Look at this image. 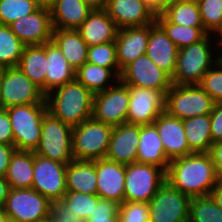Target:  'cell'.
<instances>
[{
    "instance_id": "cell-2",
    "label": "cell",
    "mask_w": 222,
    "mask_h": 222,
    "mask_svg": "<svg viewBox=\"0 0 222 222\" xmlns=\"http://www.w3.org/2000/svg\"><path fill=\"white\" fill-rule=\"evenodd\" d=\"M94 94L77 79L45 96L48 112L72 128L92 117Z\"/></svg>"
},
{
    "instance_id": "cell-41",
    "label": "cell",
    "mask_w": 222,
    "mask_h": 222,
    "mask_svg": "<svg viewBox=\"0 0 222 222\" xmlns=\"http://www.w3.org/2000/svg\"><path fill=\"white\" fill-rule=\"evenodd\" d=\"M198 5L203 26L210 34L222 19V0H201Z\"/></svg>"
},
{
    "instance_id": "cell-10",
    "label": "cell",
    "mask_w": 222,
    "mask_h": 222,
    "mask_svg": "<svg viewBox=\"0 0 222 222\" xmlns=\"http://www.w3.org/2000/svg\"><path fill=\"white\" fill-rule=\"evenodd\" d=\"M51 203L33 188H10L3 207L10 222H36L50 217Z\"/></svg>"
},
{
    "instance_id": "cell-17",
    "label": "cell",
    "mask_w": 222,
    "mask_h": 222,
    "mask_svg": "<svg viewBox=\"0 0 222 222\" xmlns=\"http://www.w3.org/2000/svg\"><path fill=\"white\" fill-rule=\"evenodd\" d=\"M105 10L118 29L156 22V14L142 0H107Z\"/></svg>"
},
{
    "instance_id": "cell-45",
    "label": "cell",
    "mask_w": 222,
    "mask_h": 222,
    "mask_svg": "<svg viewBox=\"0 0 222 222\" xmlns=\"http://www.w3.org/2000/svg\"><path fill=\"white\" fill-rule=\"evenodd\" d=\"M210 115V130L212 143L222 141V102L214 103Z\"/></svg>"
},
{
    "instance_id": "cell-32",
    "label": "cell",
    "mask_w": 222,
    "mask_h": 222,
    "mask_svg": "<svg viewBox=\"0 0 222 222\" xmlns=\"http://www.w3.org/2000/svg\"><path fill=\"white\" fill-rule=\"evenodd\" d=\"M119 80V77L108 68L97 66L86 62L76 70L75 79L89 89L93 94L102 92L113 86V82ZM108 85V86H107ZM110 85V86H109Z\"/></svg>"
},
{
    "instance_id": "cell-49",
    "label": "cell",
    "mask_w": 222,
    "mask_h": 222,
    "mask_svg": "<svg viewBox=\"0 0 222 222\" xmlns=\"http://www.w3.org/2000/svg\"><path fill=\"white\" fill-rule=\"evenodd\" d=\"M156 15L162 14L168 0H142Z\"/></svg>"
},
{
    "instance_id": "cell-60",
    "label": "cell",
    "mask_w": 222,
    "mask_h": 222,
    "mask_svg": "<svg viewBox=\"0 0 222 222\" xmlns=\"http://www.w3.org/2000/svg\"><path fill=\"white\" fill-rule=\"evenodd\" d=\"M1 78H2V68H0V86H1Z\"/></svg>"
},
{
    "instance_id": "cell-43",
    "label": "cell",
    "mask_w": 222,
    "mask_h": 222,
    "mask_svg": "<svg viewBox=\"0 0 222 222\" xmlns=\"http://www.w3.org/2000/svg\"><path fill=\"white\" fill-rule=\"evenodd\" d=\"M148 203L124 202L120 205L119 222H149Z\"/></svg>"
},
{
    "instance_id": "cell-23",
    "label": "cell",
    "mask_w": 222,
    "mask_h": 222,
    "mask_svg": "<svg viewBox=\"0 0 222 222\" xmlns=\"http://www.w3.org/2000/svg\"><path fill=\"white\" fill-rule=\"evenodd\" d=\"M87 46L115 41L118 27L105 9L93 10L77 29Z\"/></svg>"
},
{
    "instance_id": "cell-39",
    "label": "cell",
    "mask_w": 222,
    "mask_h": 222,
    "mask_svg": "<svg viewBox=\"0 0 222 222\" xmlns=\"http://www.w3.org/2000/svg\"><path fill=\"white\" fill-rule=\"evenodd\" d=\"M100 197L97 194H84L75 191H67L62 201L67 204L72 213L79 216L85 222L92 214Z\"/></svg>"
},
{
    "instance_id": "cell-6",
    "label": "cell",
    "mask_w": 222,
    "mask_h": 222,
    "mask_svg": "<svg viewBox=\"0 0 222 222\" xmlns=\"http://www.w3.org/2000/svg\"><path fill=\"white\" fill-rule=\"evenodd\" d=\"M214 103L198 84L172 85L165 94V111L181 120L210 114Z\"/></svg>"
},
{
    "instance_id": "cell-50",
    "label": "cell",
    "mask_w": 222,
    "mask_h": 222,
    "mask_svg": "<svg viewBox=\"0 0 222 222\" xmlns=\"http://www.w3.org/2000/svg\"><path fill=\"white\" fill-rule=\"evenodd\" d=\"M209 195L213 198L215 204L219 208H222V180L221 179H218V182L215 184V186L213 187Z\"/></svg>"
},
{
    "instance_id": "cell-1",
    "label": "cell",
    "mask_w": 222,
    "mask_h": 222,
    "mask_svg": "<svg viewBox=\"0 0 222 222\" xmlns=\"http://www.w3.org/2000/svg\"><path fill=\"white\" fill-rule=\"evenodd\" d=\"M166 181L193 198L209 195L218 176L208 153H192L170 160Z\"/></svg>"
},
{
    "instance_id": "cell-4",
    "label": "cell",
    "mask_w": 222,
    "mask_h": 222,
    "mask_svg": "<svg viewBox=\"0 0 222 222\" xmlns=\"http://www.w3.org/2000/svg\"><path fill=\"white\" fill-rule=\"evenodd\" d=\"M17 151H35L40 142L42 120L48 112L46 103L16 105L6 108Z\"/></svg>"
},
{
    "instance_id": "cell-38",
    "label": "cell",
    "mask_w": 222,
    "mask_h": 222,
    "mask_svg": "<svg viewBox=\"0 0 222 222\" xmlns=\"http://www.w3.org/2000/svg\"><path fill=\"white\" fill-rule=\"evenodd\" d=\"M39 7L35 0H0V24L9 25Z\"/></svg>"
},
{
    "instance_id": "cell-36",
    "label": "cell",
    "mask_w": 222,
    "mask_h": 222,
    "mask_svg": "<svg viewBox=\"0 0 222 222\" xmlns=\"http://www.w3.org/2000/svg\"><path fill=\"white\" fill-rule=\"evenodd\" d=\"M189 222H222V208L210 195L193 197L190 200Z\"/></svg>"
},
{
    "instance_id": "cell-51",
    "label": "cell",
    "mask_w": 222,
    "mask_h": 222,
    "mask_svg": "<svg viewBox=\"0 0 222 222\" xmlns=\"http://www.w3.org/2000/svg\"><path fill=\"white\" fill-rule=\"evenodd\" d=\"M10 190L9 183L5 177H0V206L3 207Z\"/></svg>"
},
{
    "instance_id": "cell-9",
    "label": "cell",
    "mask_w": 222,
    "mask_h": 222,
    "mask_svg": "<svg viewBox=\"0 0 222 222\" xmlns=\"http://www.w3.org/2000/svg\"><path fill=\"white\" fill-rule=\"evenodd\" d=\"M45 94L18 67L2 68L0 108L46 103Z\"/></svg>"
},
{
    "instance_id": "cell-33",
    "label": "cell",
    "mask_w": 222,
    "mask_h": 222,
    "mask_svg": "<svg viewBox=\"0 0 222 222\" xmlns=\"http://www.w3.org/2000/svg\"><path fill=\"white\" fill-rule=\"evenodd\" d=\"M156 23L179 49L197 43L209 34L204 27H189L171 23L163 14L156 15Z\"/></svg>"
},
{
    "instance_id": "cell-57",
    "label": "cell",
    "mask_w": 222,
    "mask_h": 222,
    "mask_svg": "<svg viewBox=\"0 0 222 222\" xmlns=\"http://www.w3.org/2000/svg\"><path fill=\"white\" fill-rule=\"evenodd\" d=\"M180 1H183V2H190V3H199L201 0H180Z\"/></svg>"
},
{
    "instance_id": "cell-40",
    "label": "cell",
    "mask_w": 222,
    "mask_h": 222,
    "mask_svg": "<svg viewBox=\"0 0 222 222\" xmlns=\"http://www.w3.org/2000/svg\"><path fill=\"white\" fill-rule=\"evenodd\" d=\"M198 85L215 103L222 102V64L218 61L212 66Z\"/></svg>"
},
{
    "instance_id": "cell-44",
    "label": "cell",
    "mask_w": 222,
    "mask_h": 222,
    "mask_svg": "<svg viewBox=\"0 0 222 222\" xmlns=\"http://www.w3.org/2000/svg\"><path fill=\"white\" fill-rule=\"evenodd\" d=\"M50 217L54 220H75L83 222L76 214L72 213L70 208L62 200H56L50 205Z\"/></svg>"
},
{
    "instance_id": "cell-58",
    "label": "cell",
    "mask_w": 222,
    "mask_h": 222,
    "mask_svg": "<svg viewBox=\"0 0 222 222\" xmlns=\"http://www.w3.org/2000/svg\"><path fill=\"white\" fill-rule=\"evenodd\" d=\"M36 222H50V217L42 219V220H38Z\"/></svg>"
},
{
    "instance_id": "cell-18",
    "label": "cell",
    "mask_w": 222,
    "mask_h": 222,
    "mask_svg": "<svg viewBox=\"0 0 222 222\" xmlns=\"http://www.w3.org/2000/svg\"><path fill=\"white\" fill-rule=\"evenodd\" d=\"M97 195L124 203L125 193V164L101 158L96 160Z\"/></svg>"
},
{
    "instance_id": "cell-22",
    "label": "cell",
    "mask_w": 222,
    "mask_h": 222,
    "mask_svg": "<svg viewBox=\"0 0 222 222\" xmlns=\"http://www.w3.org/2000/svg\"><path fill=\"white\" fill-rule=\"evenodd\" d=\"M179 48L155 22L149 24V41L146 55L171 78L175 72Z\"/></svg>"
},
{
    "instance_id": "cell-7",
    "label": "cell",
    "mask_w": 222,
    "mask_h": 222,
    "mask_svg": "<svg viewBox=\"0 0 222 222\" xmlns=\"http://www.w3.org/2000/svg\"><path fill=\"white\" fill-rule=\"evenodd\" d=\"M166 181V171L153 164L125 165L124 202L148 203Z\"/></svg>"
},
{
    "instance_id": "cell-14",
    "label": "cell",
    "mask_w": 222,
    "mask_h": 222,
    "mask_svg": "<svg viewBox=\"0 0 222 222\" xmlns=\"http://www.w3.org/2000/svg\"><path fill=\"white\" fill-rule=\"evenodd\" d=\"M119 79L127 86L159 90L164 95L172 86L171 77L146 54L127 65Z\"/></svg>"
},
{
    "instance_id": "cell-26",
    "label": "cell",
    "mask_w": 222,
    "mask_h": 222,
    "mask_svg": "<svg viewBox=\"0 0 222 222\" xmlns=\"http://www.w3.org/2000/svg\"><path fill=\"white\" fill-rule=\"evenodd\" d=\"M53 28L77 30L93 11L82 0H56L49 8Z\"/></svg>"
},
{
    "instance_id": "cell-20",
    "label": "cell",
    "mask_w": 222,
    "mask_h": 222,
    "mask_svg": "<svg viewBox=\"0 0 222 222\" xmlns=\"http://www.w3.org/2000/svg\"><path fill=\"white\" fill-rule=\"evenodd\" d=\"M139 137L138 124L122 123L114 126L105 158L125 165L136 162Z\"/></svg>"
},
{
    "instance_id": "cell-16",
    "label": "cell",
    "mask_w": 222,
    "mask_h": 222,
    "mask_svg": "<svg viewBox=\"0 0 222 222\" xmlns=\"http://www.w3.org/2000/svg\"><path fill=\"white\" fill-rule=\"evenodd\" d=\"M11 31L26 46L43 45L51 41L53 33L50 9L39 7L29 15L9 24Z\"/></svg>"
},
{
    "instance_id": "cell-52",
    "label": "cell",
    "mask_w": 222,
    "mask_h": 222,
    "mask_svg": "<svg viewBox=\"0 0 222 222\" xmlns=\"http://www.w3.org/2000/svg\"><path fill=\"white\" fill-rule=\"evenodd\" d=\"M82 1L93 10L105 9L107 2V0H82Z\"/></svg>"
},
{
    "instance_id": "cell-37",
    "label": "cell",
    "mask_w": 222,
    "mask_h": 222,
    "mask_svg": "<svg viewBox=\"0 0 222 222\" xmlns=\"http://www.w3.org/2000/svg\"><path fill=\"white\" fill-rule=\"evenodd\" d=\"M87 62L111 69L120 78L121 71L118 66L115 41L90 46L88 48Z\"/></svg>"
},
{
    "instance_id": "cell-13",
    "label": "cell",
    "mask_w": 222,
    "mask_h": 222,
    "mask_svg": "<svg viewBox=\"0 0 222 222\" xmlns=\"http://www.w3.org/2000/svg\"><path fill=\"white\" fill-rule=\"evenodd\" d=\"M66 168L67 164L34 153L32 188L51 202L62 200L67 192Z\"/></svg>"
},
{
    "instance_id": "cell-47",
    "label": "cell",
    "mask_w": 222,
    "mask_h": 222,
    "mask_svg": "<svg viewBox=\"0 0 222 222\" xmlns=\"http://www.w3.org/2000/svg\"><path fill=\"white\" fill-rule=\"evenodd\" d=\"M218 176L222 180V141L213 142L208 151Z\"/></svg>"
},
{
    "instance_id": "cell-25",
    "label": "cell",
    "mask_w": 222,
    "mask_h": 222,
    "mask_svg": "<svg viewBox=\"0 0 222 222\" xmlns=\"http://www.w3.org/2000/svg\"><path fill=\"white\" fill-rule=\"evenodd\" d=\"M51 41L59 48L74 71L87 62L89 47L78 30L54 28Z\"/></svg>"
},
{
    "instance_id": "cell-34",
    "label": "cell",
    "mask_w": 222,
    "mask_h": 222,
    "mask_svg": "<svg viewBox=\"0 0 222 222\" xmlns=\"http://www.w3.org/2000/svg\"><path fill=\"white\" fill-rule=\"evenodd\" d=\"M162 14L174 24L204 27L197 3L171 0L166 4Z\"/></svg>"
},
{
    "instance_id": "cell-59",
    "label": "cell",
    "mask_w": 222,
    "mask_h": 222,
    "mask_svg": "<svg viewBox=\"0 0 222 222\" xmlns=\"http://www.w3.org/2000/svg\"><path fill=\"white\" fill-rule=\"evenodd\" d=\"M218 60L222 64V51H221V54H218Z\"/></svg>"
},
{
    "instance_id": "cell-21",
    "label": "cell",
    "mask_w": 222,
    "mask_h": 222,
    "mask_svg": "<svg viewBox=\"0 0 222 222\" xmlns=\"http://www.w3.org/2000/svg\"><path fill=\"white\" fill-rule=\"evenodd\" d=\"M149 25L119 29L115 39L119 70L146 53Z\"/></svg>"
},
{
    "instance_id": "cell-11",
    "label": "cell",
    "mask_w": 222,
    "mask_h": 222,
    "mask_svg": "<svg viewBox=\"0 0 222 222\" xmlns=\"http://www.w3.org/2000/svg\"><path fill=\"white\" fill-rule=\"evenodd\" d=\"M190 200L165 181L148 202L149 222H189Z\"/></svg>"
},
{
    "instance_id": "cell-46",
    "label": "cell",
    "mask_w": 222,
    "mask_h": 222,
    "mask_svg": "<svg viewBox=\"0 0 222 222\" xmlns=\"http://www.w3.org/2000/svg\"><path fill=\"white\" fill-rule=\"evenodd\" d=\"M0 143L14 145L13 130L8 112L0 108Z\"/></svg>"
},
{
    "instance_id": "cell-31",
    "label": "cell",
    "mask_w": 222,
    "mask_h": 222,
    "mask_svg": "<svg viewBox=\"0 0 222 222\" xmlns=\"http://www.w3.org/2000/svg\"><path fill=\"white\" fill-rule=\"evenodd\" d=\"M210 115H199L183 120L189 149L193 153H208L212 144Z\"/></svg>"
},
{
    "instance_id": "cell-42",
    "label": "cell",
    "mask_w": 222,
    "mask_h": 222,
    "mask_svg": "<svg viewBox=\"0 0 222 222\" xmlns=\"http://www.w3.org/2000/svg\"><path fill=\"white\" fill-rule=\"evenodd\" d=\"M120 205L116 201L100 198L85 222H119Z\"/></svg>"
},
{
    "instance_id": "cell-27",
    "label": "cell",
    "mask_w": 222,
    "mask_h": 222,
    "mask_svg": "<svg viewBox=\"0 0 222 222\" xmlns=\"http://www.w3.org/2000/svg\"><path fill=\"white\" fill-rule=\"evenodd\" d=\"M66 189L84 194H97L96 160H73L66 168Z\"/></svg>"
},
{
    "instance_id": "cell-56",
    "label": "cell",
    "mask_w": 222,
    "mask_h": 222,
    "mask_svg": "<svg viewBox=\"0 0 222 222\" xmlns=\"http://www.w3.org/2000/svg\"><path fill=\"white\" fill-rule=\"evenodd\" d=\"M50 222H76L75 220H54L50 217Z\"/></svg>"
},
{
    "instance_id": "cell-28",
    "label": "cell",
    "mask_w": 222,
    "mask_h": 222,
    "mask_svg": "<svg viewBox=\"0 0 222 222\" xmlns=\"http://www.w3.org/2000/svg\"><path fill=\"white\" fill-rule=\"evenodd\" d=\"M46 43L43 45L25 46L19 59L18 67L46 95Z\"/></svg>"
},
{
    "instance_id": "cell-24",
    "label": "cell",
    "mask_w": 222,
    "mask_h": 222,
    "mask_svg": "<svg viewBox=\"0 0 222 222\" xmlns=\"http://www.w3.org/2000/svg\"><path fill=\"white\" fill-rule=\"evenodd\" d=\"M136 162L153 164L165 171L168 169L170 161L165 156L163 143L154 124L140 125Z\"/></svg>"
},
{
    "instance_id": "cell-48",
    "label": "cell",
    "mask_w": 222,
    "mask_h": 222,
    "mask_svg": "<svg viewBox=\"0 0 222 222\" xmlns=\"http://www.w3.org/2000/svg\"><path fill=\"white\" fill-rule=\"evenodd\" d=\"M16 151L14 145L0 143V177H5L11 156Z\"/></svg>"
},
{
    "instance_id": "cell-19",
    "label": "cell",
    "mask_w": 222,
    "mask_h": 222,
    "mask_svg": "<svg viewBox=\"0 0 222 222\" xmlns=\"http://www.w3.org/2000/svg\"><path fill=\"white\" fill-rule=\"evenodd\" d=\"M153 124L158 130L164 146L165 156L169 161L193 153L188 146L183 120L163 111Z\"/></svg>"
},
{
    "instance_id": "cell-15",
    "label": "cell",
    "mask_w": 222,
    "mask_h": 222,
    "mask_svg": "<svg viewBox=\"0 0 222 222\" xmlns=\"http://www.w3.org/2000/svg\"><path fill=\"white\" fill-rule=\"evenodd\" d=\"M129 93L127 123L153 124L160 114L165 111V95L161 91L129 86Z\"/></svg>"
},
{
    "instance_id": "cell-8",
    "label": "cell",
    "mask_w": 222,
    "mask_h": 222,
    "mask_svg": "<svg viewBox=\"0 0 222 222\" xmlns=\"http://www.w3.org/2000/svg\"><path fill=\"white\" fill-rule=\"evenodd\" d=\"M73 128L47 112L42 120L40 142L34 153L51 160L69 164L72 156Z\"/></svg>"
},
{
    "instance_id": "cell-30",
    "label": "cell",
    "mask_w": 222,
    "mask_h": 222,
    "mask_svg": "<svg viewBox=\"0 0 222 222\" xmlns=\"http://www.w3.org/2000/svg\"><path fill=\"white\" fill-rule=\"evenodd\" d=\"M34 151H15L5 175L10 188H32Z\"/></svg>"
},
{
    "instance_id": "cell-53",
    "label": "cell",
    "mask_w": 222,
    "mask_h": 222,
    "mask_svg": "<svg viewBox=\"0 0 222 222\" xmlns=\"http://www.w3.org/2000/svg\"><path fill=\"white\" fill-rule=\"evenodd\" d=\"M212 33H215L214 35H218L217 37H220V39L218 38V40H216L217 42H215V44L217 43L220 47H222V19L217 27L210 34L212 35Z\"/></svg>"
},
{
    "instance_id": "cell-54",
    "label": "cell",
    "mask_w": 222,
    "mask_h": 222,
    "mask_svg": "<svg viewBox=\"0 0 222 222\" xmlns=\"http://www.w3.org/2000/svg\"><path fill=\"white\" fill-rule=\"evenodd\" d=\"M40 7L50 8L56 0H35Z\"/></svg>"
},
{
    "instance_id": "cell-35",
    "label": "cell",
    "mask_w": 222,
    "mask_h": 222,
    "mask_svg": "<svg viewBox=\"0 0 222 222\" xmlns=\"http://www.w3.org/2000/svg\"><path fill=\"white\" fill-rule=\"evenodd\" d=\"M25 46L9 25L0 24V68L17 66Z\"/></svg>"
},
{
    "instance_id": "cell-3",
    "label": "cell",
    "mask_w": 222,
    "mask_h": 222,
    "mask_svg": "<svg viewBox=\"0 0 222 222\" xmlns=\"http://www.w3.org/2000/svg\"><path fill=\"white\" fill-rule=\"evenodd\" d=\"M211 39L208 34L201 41L179 49L172 85L199 84L207 71L219 61L212 46L215 43H210L213 42Z\"/></svg>"
},
{
    "instance_id": "cell-12",
    "label": "cell",
    "mask_w": 222,
    "mask_h": 222,
    "mask_svg": "<svg viewBox=\"0 0 222 222\" xmlns=\"http://www.w3.org/2000/svg\"><path fill=\"white\" fill-rule=\"evenodd\" d=\"M114 85L94 94L92 117L111 126L127 123L129 86L120 79Z\"/></svg>"
},
{
    "instance_id": "cell-29",
    "label": "cell",
    "mask_w": 222,
    "mask_h": 222,
    "mask_svg": "<svg viewBox=\"0 0 222 222\" xmlns=\"http://www.w3.org/2000/svg\"><path fill=\"white\" fill-rule=\"evenodd\" d=\"M46 58L48 60L46 94H48L53 89L73 81L76 71L72 69L62 52L52 41L46 43Z\"/></svg>"
},
{
    "instance_id": "cell-5",
    "label": "cell",
    "mask_w": 222,
    "mask_h": 222,
    "mask_svg": "<svg viewBox=\"0 0 222 222\" xmlns=\"http://www.w3.org/2000/svg\"><path fill=\"white\" fill-rule=\"evenodd\" d=\"M113 126L90 117L72 130L74 160L94 161L105 158Z\"/></svg>"
},
{
    "instance_id": "cell-55",
    "label": "cell",
    "mask_w": 222,
    "mask_h": 222,
    "mask_svg": "<svg viewBox=\"0 0 222 222\" xmlns=\"http://www.w3.org/2000/svg\"><path fill=\"white\" fill-rule=\"evenodd\" d=\"M0 222H10L8 215L6 214L4 207L0 206Z\"/></svg>"
}]
</instances>
